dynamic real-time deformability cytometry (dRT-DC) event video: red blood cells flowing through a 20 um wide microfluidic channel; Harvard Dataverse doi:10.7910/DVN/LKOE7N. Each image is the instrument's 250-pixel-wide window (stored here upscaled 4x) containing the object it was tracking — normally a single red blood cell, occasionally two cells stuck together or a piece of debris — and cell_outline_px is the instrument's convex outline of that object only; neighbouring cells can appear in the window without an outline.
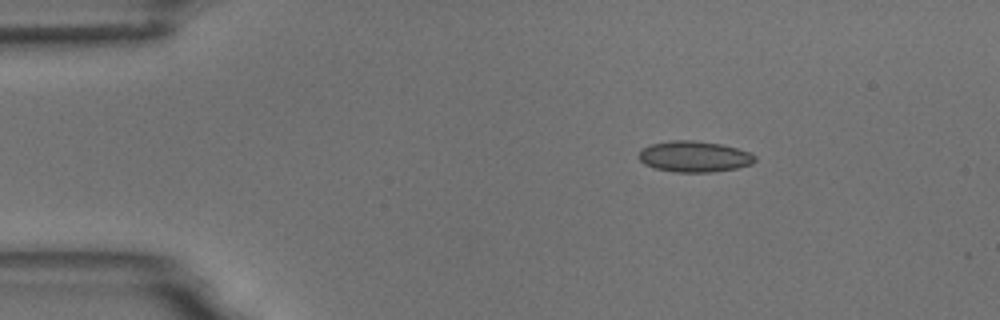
{"species": "common noctule bat (a hibernating species)", "species_latin": "Nyctalus noctula", "temperature_condition": "room temperature", "stored_images_in_passage": 3, "camera_frame_rate_fps": 3000, "um_per_image_px": 0.085, "animal": {"sex": "male", "body_mass_g": 18.8}, "frame": {"image": 1, "passage_image": 1, "time_ms": 0.0, "image_size_px": [1000, 320], "cell_outline_px": [[756, 160], [752, 164], [736, 168], [712, 172], [676, 172], [656, 168], [644, 164], [636, 156], [644, 148], [652, 144], [672, 140], [692, 140], [720, 144], [736, 148], [748, 152], [756, 156]], "centroid_in_image_um": [59.01, 13.31], "position_along_channel_um": 26.0, "area_um2": 20.81}}